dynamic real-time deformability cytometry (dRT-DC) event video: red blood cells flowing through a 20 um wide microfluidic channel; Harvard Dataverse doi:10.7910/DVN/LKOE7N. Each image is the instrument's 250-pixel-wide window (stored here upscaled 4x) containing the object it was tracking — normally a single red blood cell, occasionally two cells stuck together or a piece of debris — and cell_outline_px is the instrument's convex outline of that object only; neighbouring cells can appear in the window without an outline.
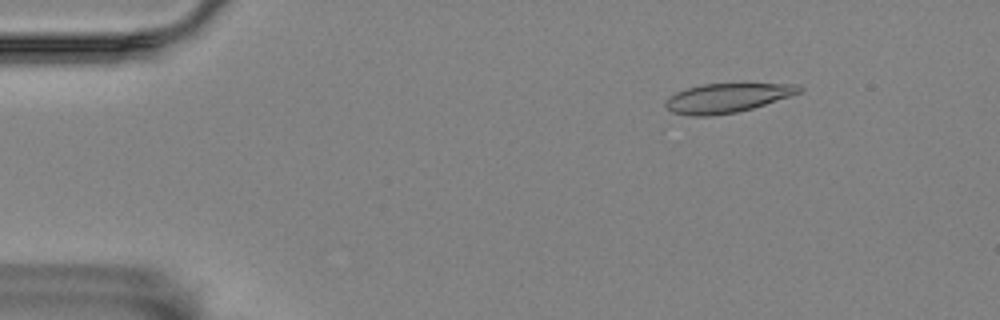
{"species": "Egyptian fruit bat (a non-hibernating species)", "species_latin": "Rousettus aegyptiacus", "temperature_condition": "room temperature", "stored_images_in_passage": 56, "camera_frame_rate_fps": 3000, "um_per_image_px": 0.085, "animal": {"sex": "female"}, "frame": {"image": 1, "passage_image": 8, "time_ms": 2.333, "image_size_px": [1000, 320], "cell_outline_px": [[804, 88], [800, 92], [752, 108], [736, 112], [708, 116], [692, 116], [672, 112], [664, 104], [676, 92], [700, 84], [796, 84]], "centroid_in_image_um": [61.78, 8.32], "position_along_channel_um": 23.2, "area_um2": 22.2}}
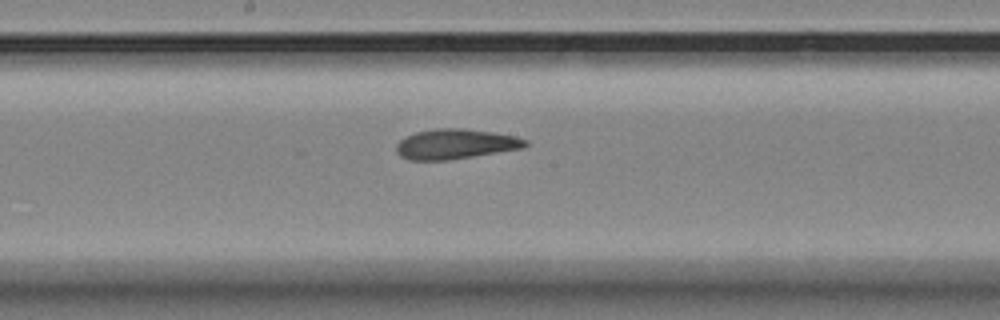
{"frame": {"image": 2, "passage_image": 30, "time_ms": 9.667, "image_size_px": [1000, 320], "cell_outline_px": [[528, 144], [524, 148], [448, 160], [408, 160], [400, 156], [396, 152], [396, 144], [400, 140], [416, 132], [436, 128], [464, 128], [492, 132], [516, 136], [528, 140]], "centroid_in_image_um": [38.72, 12.24], "position_along_channel_um": 209.5, "area_um2": 22.6}}
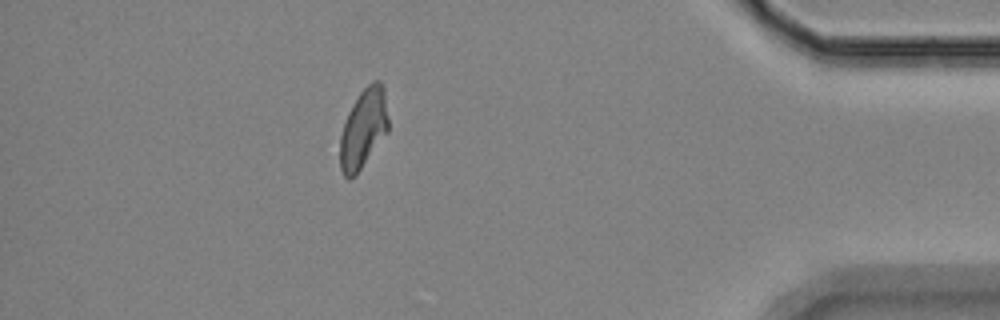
{"frame": {"image": 3, "passage_image": 50, "time_ms": 16.333, "image_size_px": [1000, 320], "cell_outline_px": [[388, 132], [356, 176], [348, 180], [344, 176], [340, 168], [340, 136], [348, 112], [352, 104], [360, 92], [372, 80], [380, 80], [384, 88], [388, 120]], "centroid_in_image_um": [30.89, 10.95], "position_along_channel_um": 404.3, "area_um2": 22.54}, "authors_computed_cell_mechanics": {"area_um2": 22.7732, "velocity_mm_per_s": 3.565, "shape_relaxation_time_tau1_ms": null, "shape_relaxation_time_tau2_ms": 3.5453, "deformation_change_tau1": null, "deformation_change_tau2": 0.1141}}